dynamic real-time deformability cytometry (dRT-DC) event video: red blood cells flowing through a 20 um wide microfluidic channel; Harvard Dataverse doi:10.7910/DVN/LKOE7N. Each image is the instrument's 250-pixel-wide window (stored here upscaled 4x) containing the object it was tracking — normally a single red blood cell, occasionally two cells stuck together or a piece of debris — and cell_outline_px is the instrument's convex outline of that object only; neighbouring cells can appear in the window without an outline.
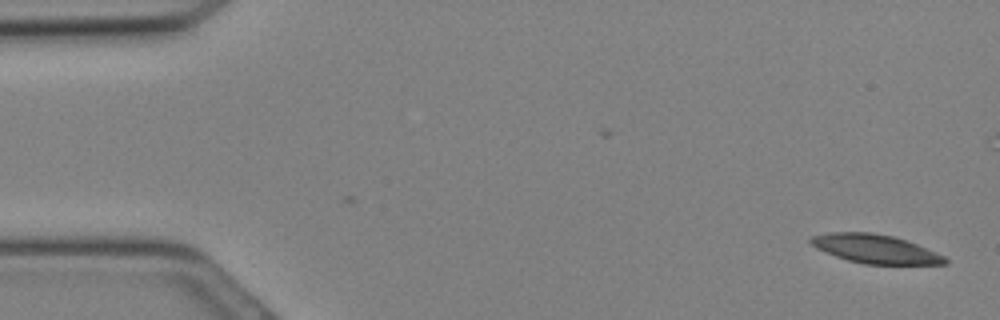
{"species": "Egyptian fruit bat (a non-hibernating species)", "species_latin": "Rousettus aegyptiacus", "temperature_condition": "cold", "stored_images_in_passage": 31, "camera_frame_rate_fps": 3000, "um_per_image_px": 0.085, "animal": {"sex": "female"}, "frame": {"image": 1, "passage_image": 1, "time_ms": 0.0, "image_size_px": [1000, 320], "cell_outline_px": [[948, 264], [864, 264], [848, 260], [836, 256], [816, 248], [808, 240], [812, 236], [832, 232], [872, 232], [892, 236], [916, 244], [944, 256], [948, 260]], "centroid_in_image_um": [74.38, 21.15], "position_along_channel_um": 10.6, "area_um2": 22.2}}
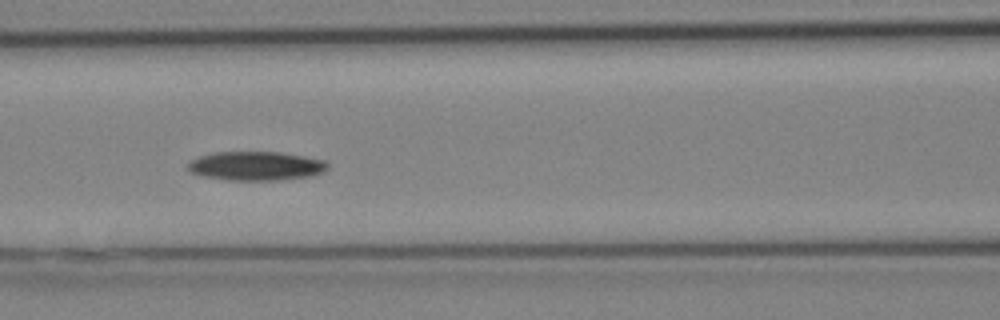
{"frame": {"image": 2, "passage_image": 13, "time_ms": 4.0, "image_size_px": [1000, 320], "cell_outline_px": [[328, 168], [324, 172], [312, 176], [280, 180], [228, 180], [204, 176], [188, 172], [188, 164], [192, 160], [200, 156], [216, 152], [280, 152], [304, 156], [324, 160], [328, 164]], "centroid_in_image_um": [21.78, 14.11], "position_along_channel_um": 144.8, "area_um2": 23.64}}
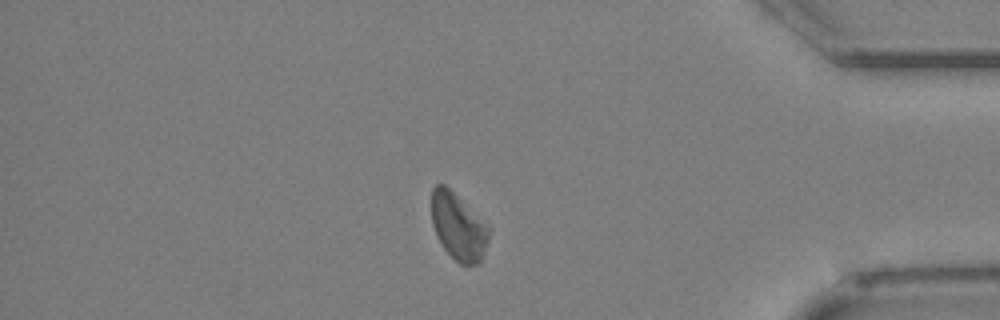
{"frame": {"image": 3, "passage_image": 26, "time_ms": 8.333, "image_size_px": [1000, 320], "cell_outline_px": [[488, 240], [484, 252], [480, 260], [476, 264], [460, 264], [444, 248], [436, 236], [432, 224], [432, 188], [436, 184], [444, 184], [488, 228]], "centroid_in_image_um": [38.9, 19.29], "position_along_channel_um": 396.3, "area_um2": 21.33}}